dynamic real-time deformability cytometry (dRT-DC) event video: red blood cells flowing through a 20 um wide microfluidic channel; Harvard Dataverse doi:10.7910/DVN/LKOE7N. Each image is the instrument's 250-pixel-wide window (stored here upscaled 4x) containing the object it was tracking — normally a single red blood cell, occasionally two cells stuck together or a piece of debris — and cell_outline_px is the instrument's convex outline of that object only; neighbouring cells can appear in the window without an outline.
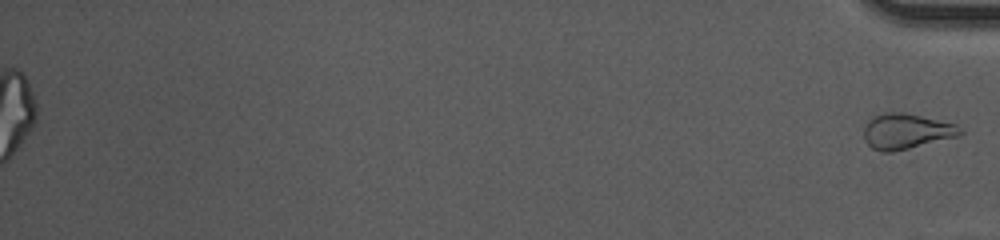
{"species": "common noctule bat (a hibernating species)", "species_latin": "Nyctalus noctula", "temperature_condition": "cold", "stored_images_in_passage": 54, "segment_of_instrument_passage": [2, 2], "camera_frame_rate_fps": 3000, "um_per_image_px": 0.085, "animal": {"sex": "female", "body_mass_g": 10.0, "forearm_length_mm": 53.1}, "frame": {"image": 1, "passage_image": 54, "time_ms": 17.667, "image_size_px": [1000, 240], "cell_outline_px": [[964, 132], [960, 136], [892, 152], [884, 152], [872, 148], [864, 140], [864, 128], [868, 120], [872, 116], [884, 112], [904, 112], [956, 124]], "centroid_in_image_um": [77.02, 11.15], "position_along_channel_um": 358.2, "area_um2": 19.94}}